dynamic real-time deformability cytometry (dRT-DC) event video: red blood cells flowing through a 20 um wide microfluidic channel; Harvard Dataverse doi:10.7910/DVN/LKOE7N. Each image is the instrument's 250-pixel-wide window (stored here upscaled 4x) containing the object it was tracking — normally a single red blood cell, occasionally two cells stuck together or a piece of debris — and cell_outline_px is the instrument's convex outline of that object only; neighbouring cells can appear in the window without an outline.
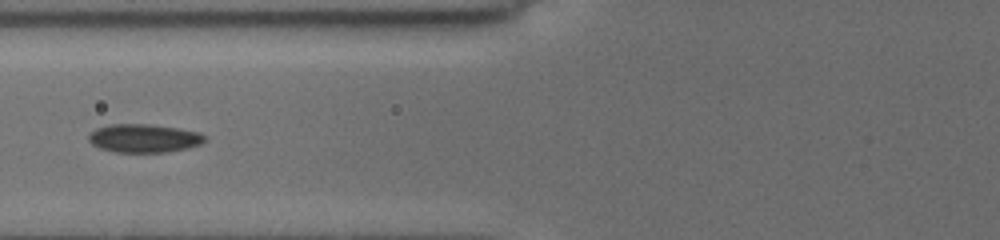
{"species": "common noctule bat (a hibernating species)", "species_latin": "Nyctalus noctula", "temperature_condition": "cold", "stored_images_in_passage": 14, "segment_of_instrument_passage": [2, 2], "camera_frame_rate_fps": 3000, "um_per_image_px": 0.085, "animal": {"sex": "female", "body_mass_g": 19.5, "forearm_length_mm": 54.1}, "frame": {"image": 1, "passage_image": 13, "time_ms": 8.333, "image_size_px": [1000, 240], "cell_outline_px": [[204, 140], [200, 144], [188, 148], [164, 152], [116, 152], [100, 148], [92, 144], [88, 140], [88, 136], [96, 128], [112, 124], [148, 124], [176, 128], [200, 132], [204, 136]], "centroid_in_image_um": [12.21, 11.75], "position_along_channel_um": 113.6, "area_um2": 19.02}}